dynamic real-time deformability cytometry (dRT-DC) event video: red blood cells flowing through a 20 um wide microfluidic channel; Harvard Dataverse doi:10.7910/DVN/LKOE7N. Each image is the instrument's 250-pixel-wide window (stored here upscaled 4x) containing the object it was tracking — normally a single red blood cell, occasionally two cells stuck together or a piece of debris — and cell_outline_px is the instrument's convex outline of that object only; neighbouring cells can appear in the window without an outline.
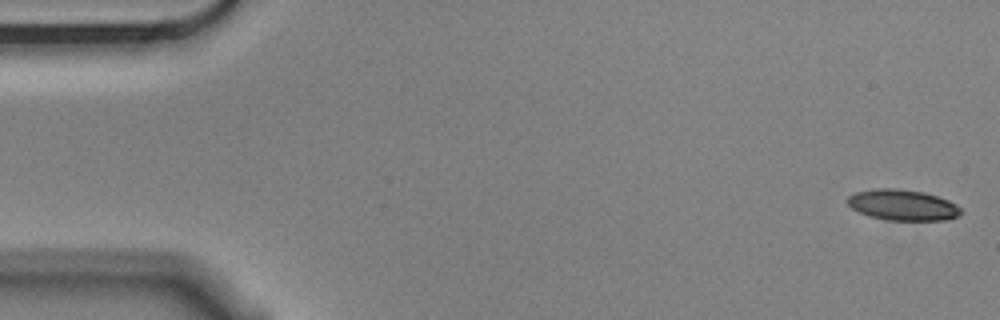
{"species": "Egyptian fruit bat (a non-hibernating species)", "species_latin": "Rousettus aegyptiacus", "temperature_condition": "cold", "stored_images_in_passage": 5, "camera_frame_rate_fps": 3000, "um_per_image_px": 0.085, "animal": {"sex": "male"}, "frame": {"image": 1, "passage_image": 1, "time_ms": 0.0, "image_size_px": [1000, 320], "cell_outline_px": [[964, 212], [956, 216], [944, 220], [888, 220], [868, 216], [852, 208], [848, 204], [848, 196], [856, 192], [876, 188], [896, 188], [924, 192], [948, 200], [956, 204]], "centroid_in_image_um": [76.73, 17.42], "position_along_channel_um": 8.3, "area_um2": 20.29}}
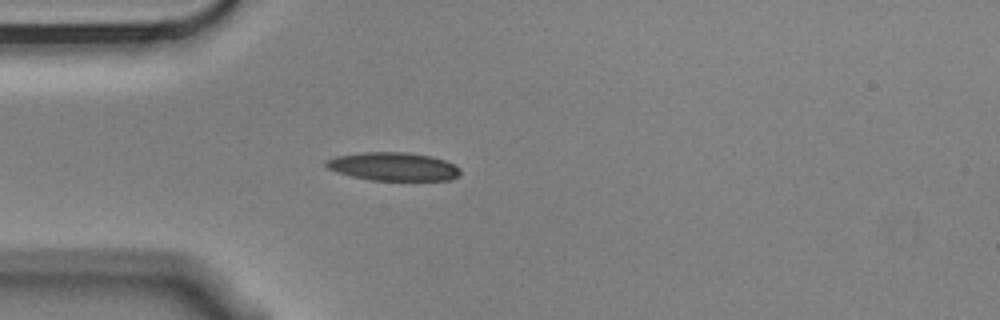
{"frame": {"image": 2, "passage_image": 5, "time_ms": 1.333, "image_size_px": [1000, 320], "cell_outline_px": [[460, 172], [456, 176], [448, 180], [368, 180], [336, 172], [328, 168], [324, 164], [324, 160], [336, 156], [360, 152], [404, 152], [432, 156], [444, 160], [460, 168]], "centroid_in_image_um": [33.37, 14.15], "position_along_channel_um": 51.6, "area_um2": 22.14}}